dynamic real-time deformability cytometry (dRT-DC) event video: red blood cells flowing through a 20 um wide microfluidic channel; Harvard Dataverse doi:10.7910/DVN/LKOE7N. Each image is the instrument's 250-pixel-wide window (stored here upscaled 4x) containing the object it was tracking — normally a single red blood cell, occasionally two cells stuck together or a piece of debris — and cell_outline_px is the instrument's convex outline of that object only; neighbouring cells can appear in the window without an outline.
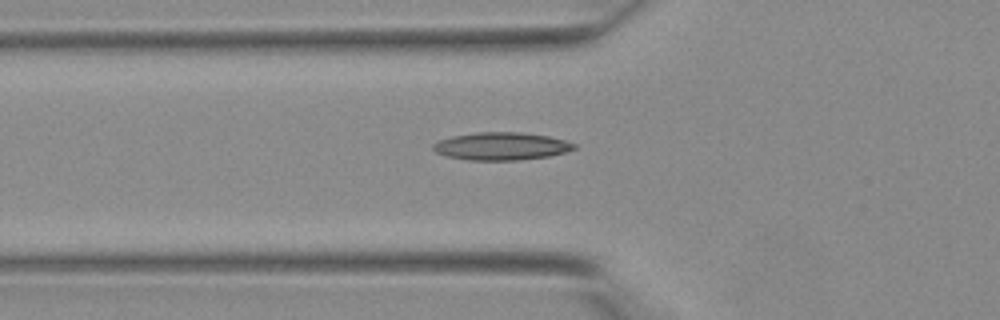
{"species": "Egyptian fruit bat (a non-hibernating species)", "species_latin": "Rousettus aegyptiacus", "temperature_condition": "warm", "stored_images_in_passage": 33, "segment_of_instrument_passage": [1, 2], "camera_frame_rate_fps": 3000, "um_per_image_px": 0.085, "animal": {"sex": "female"}, "frame": {"image": 1, "passage_image": 6, "time_ms": 1.667, "image_size_px": [1000, 320], "cell_outline_px": [[576, 148], [564, 152], [548, 156], [516, 160], [468, 160], [444, 156], [436, 152], [432, 148], [432, 144], [440, 140], [452, 136], [476, 132], [520, 132], [548, 136], [564, 140], [576, 144]], "centroid_in_image_um": [42.57, 12.42], "position_along_channel_um": 83.2, "area_um2": 22.72}}
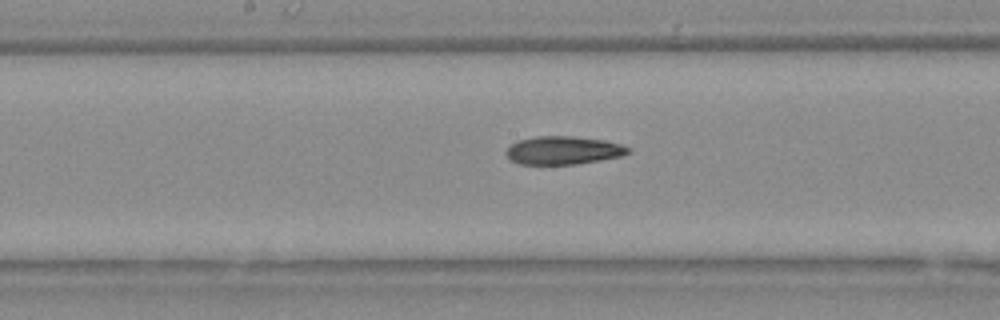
{"frame": {"image": 2, "passage_image": 13, "time_ms": 4.0, "image_size_px": [1000, 320], "cell_outline_px": [[632, 148], [628, 152], [620, 156], [600, 160], [576, 164], [520, 164], [512, 160], [508, 156], [508, 148], [512, 144], [520, 140], [536, 136], [572, 136], [604, 140], [620, 144]], "centroid_in_image_um": [47.91, 12.77], "position_along_channel_um": 200.3, "area_um2": 19.71}}
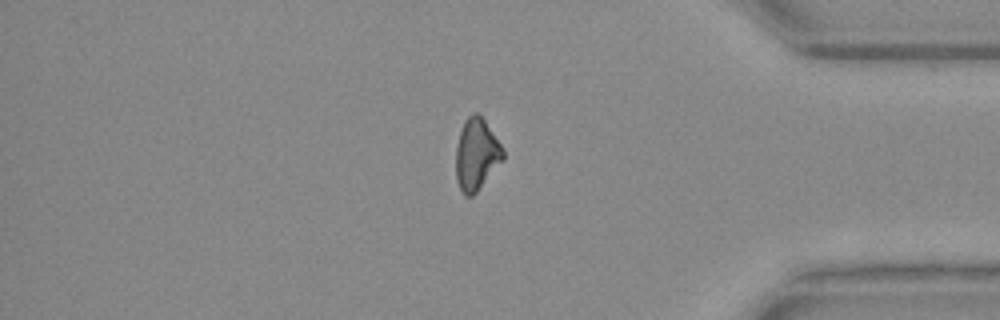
{"frame": {"image": 3, "passage_image": 26, "time_ms": 8.333, "image_size_px": [1000, 320], "cell_outline_px": [[504, 160], [476, 192], [472, 196], [464, 196], [456, 180], [456, 148], [460, 132], [464, 120], [472, 112], [476, 112], [484, 120], [504, 148]], "centroid_in_image_um": [40.5, 13.13], "position_along_channel_um": 394.7, "area_um2": 19.71}}